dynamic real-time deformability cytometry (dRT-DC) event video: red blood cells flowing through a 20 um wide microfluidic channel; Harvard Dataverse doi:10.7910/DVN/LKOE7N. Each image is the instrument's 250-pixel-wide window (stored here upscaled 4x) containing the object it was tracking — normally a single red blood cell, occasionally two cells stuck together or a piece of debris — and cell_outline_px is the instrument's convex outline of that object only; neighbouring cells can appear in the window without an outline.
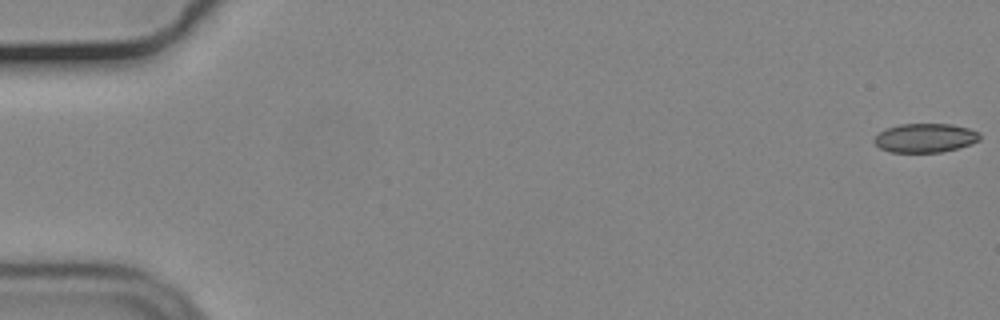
{"species": "common noctule bat (a hibernating species)", "species_latin": "Nyctalus noctula", "temperature_condition": "cold", "stored_images_in_passage": 53, "camera_frame_rate_fps": 3000, "um_per_image_px": 0.085, "animal": {"sex": "male", "body_mass_g": 19.2, "forearm_length_mm": 51.8}, "frame": {"image": 1, "passage_image": 1, "time_ms": 0.0, "image_size_px": [1000, 320], "cell_outline_px": [[980, 140], [972, 144], [960, 148], [940, 152], [888, 152], [880, 148], [872, 140], [880, 132], [888, 128], [900, 124], [952, 124], [968, 128], [980, 132]], "centroid_in_image_um": [78.67, 11.73], "position_along_channel_um": 6.3, "area_um2": 17.92}}
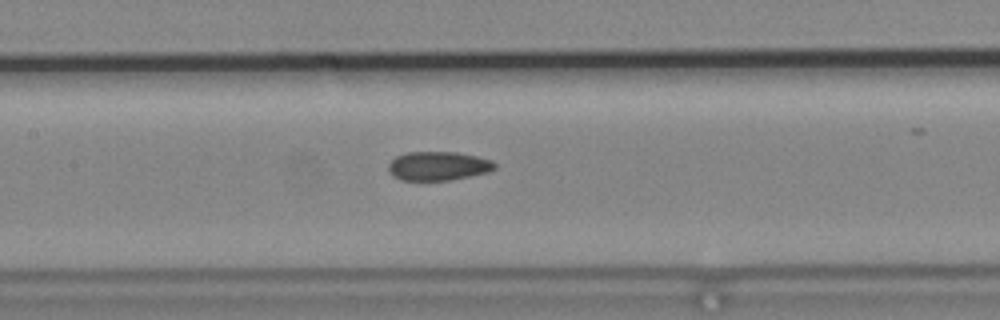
{"frame": {"image": 2, "passage_image": 27, "time_ms": 8.667, "image_size_px": [1000, 320], "cell_outline_px": [[496, 168], [488, 172], [448, 180], [400, 180], [392, 176], [388, 172], [388, 164], [396, 156], [408, 152], [456, 152], [476, 156], [492, 160], [496, 164]], "centroid_in_image_um": [37.22, 14.1], "position_along_channel_um": 170.2, "area_um2": 17.92}}
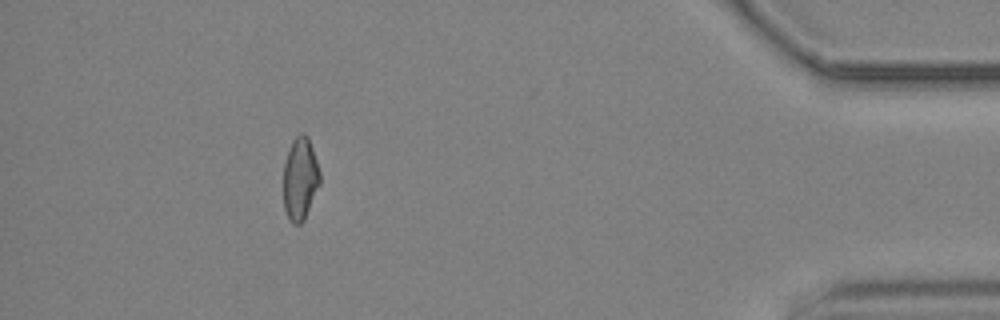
{"frame": {"image": 3, "passage_image": 51, "time_ms": 16.667, "image_size_px": [1000, 320], "cell_outline_px": [[320, 184], [304, 220], [300, 224], [292, 224], [288, 220], [284, 208], [284, 164], [292, 140], [300, 132], [304, 132], [308, 136], [320, 172]], "centroid_in_image_um": [25.51, 15.2], "position_along_channel_um": 409.7, "area_um2": 17.63}}